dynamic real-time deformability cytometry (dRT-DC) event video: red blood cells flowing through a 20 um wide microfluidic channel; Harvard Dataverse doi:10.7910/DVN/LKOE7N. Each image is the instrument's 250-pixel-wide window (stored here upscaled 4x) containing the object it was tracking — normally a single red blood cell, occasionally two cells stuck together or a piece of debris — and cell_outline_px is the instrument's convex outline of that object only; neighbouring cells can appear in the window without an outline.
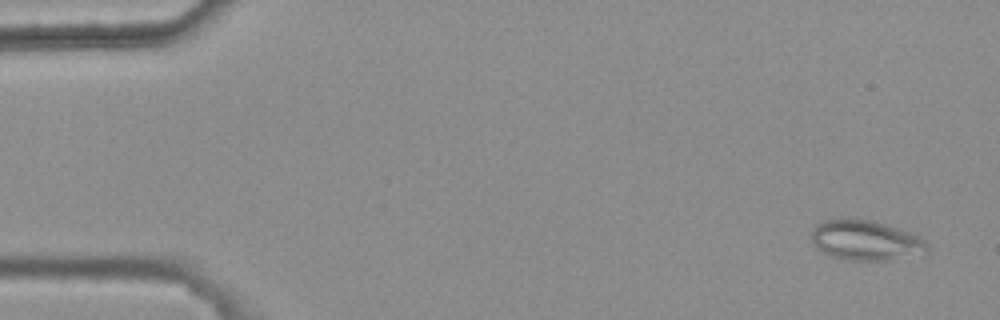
{"species": "common noctule bat (a hibernating species)", "species_latin": "Nyctalus noctula", "temperature_condition": "warm", "stored_images_in_passage": 5, "camera_frame_rate_fps": 3000, "um_per_image_px": 0.085, "animal": {"sex": "female", "body_mass_g": 25.1}, "frame": {"image": 1, "passage_image": 1, "time_ms": 0.0, "image_size_px": [1000, 320], "cell_outline_px": [[928, 252], [892, 260], [848, 260], [828, 256], [816, 248], [812, 240], [812, 228], [816, 224], [824, 220], [872, 220], [888, 224], [900, 228], [920, 236], [928, 244]], "centroid_in_image_um": [73.6, 20.44], "position_along_channel_um": 11.4, "area_um2": 27.11}}